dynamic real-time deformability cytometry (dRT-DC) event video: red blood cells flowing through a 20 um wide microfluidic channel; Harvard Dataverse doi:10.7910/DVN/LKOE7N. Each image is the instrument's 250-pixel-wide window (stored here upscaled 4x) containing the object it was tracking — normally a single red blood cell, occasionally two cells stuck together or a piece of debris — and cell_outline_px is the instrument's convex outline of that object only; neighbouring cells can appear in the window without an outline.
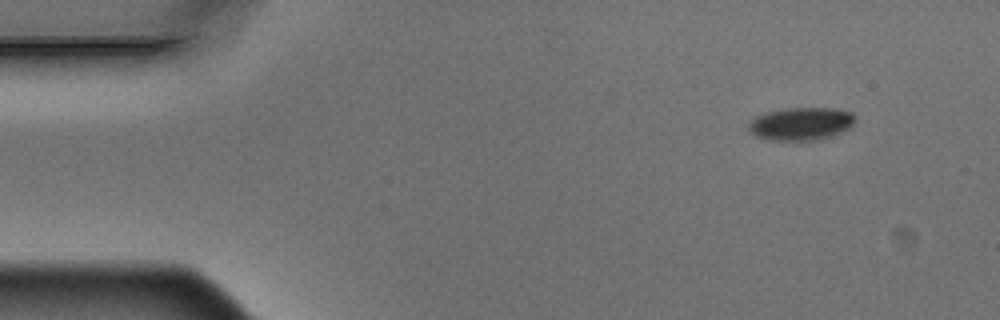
{"species": "Egyptian fruit bat (a non-hibernating species)", "species_latin": "Rousettus aegyptiacus", "temperature_condition": "warm", "stored_images_in_passage": 4, "camera_frame_rate_fps": 3000, "um_per_image_px": 0.085, "animal": {"sex": "male"}, "frame": {"image": 1, "passage_image": 1, "time_ms": 0.0, "image_size_px": [1000, 320], "cell_outline_px": [[856, 120], [848, 128], [832, 136], [812, 140], [768, 140], [756, 136], [748, 128], [748, 124], [756, 116], [768, 112], [788, 108], [836, 108], [852, 112], [856, 116]], "centroid_in_image_um": [68.11, 10.51], "position_along_channel_um": 16.9, "area_um2": 20.29}}
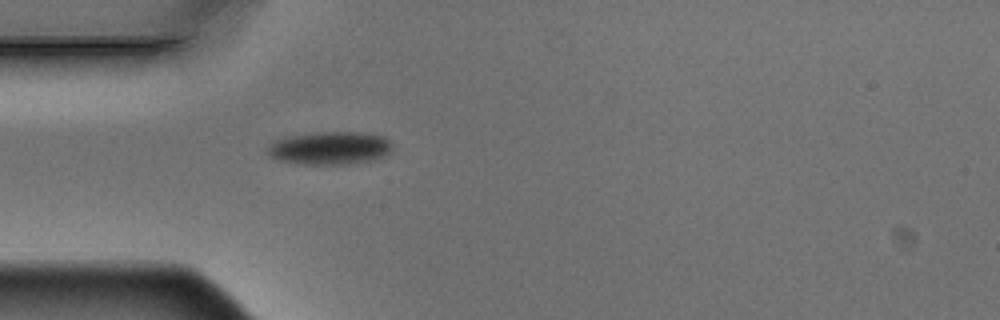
{"frame": {"image": 2, "passage_image": 4, "time_ms": 1.0, "image_size_px": [1000, 320], "cell_outline_px": [[392, 148], [384, 156], [372, 160], [348, 164], [304, 164], [280, 160], [272, 156], [268, 152], [268, 144], [276, 140], [292, 136], [316, 132], [360, 132], [384, 136], [392, 144]], "centroid_in_image_um": [28.07, 12.58], "position_along_channel_um": 56.9, "area_um2": 23.7}}